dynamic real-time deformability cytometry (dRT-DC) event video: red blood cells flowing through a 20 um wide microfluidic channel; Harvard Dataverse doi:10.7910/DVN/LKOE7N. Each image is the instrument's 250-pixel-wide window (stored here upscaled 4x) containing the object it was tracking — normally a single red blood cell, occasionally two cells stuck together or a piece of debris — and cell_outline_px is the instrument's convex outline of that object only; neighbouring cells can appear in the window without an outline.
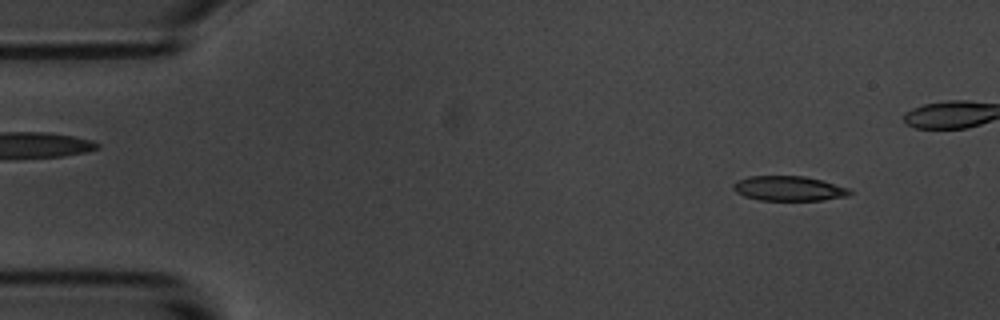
{"species": "common noctule bat (a hibernating species)", "species_latin": "Nyctalus noctula", "temperature_condition": "room temperature", "stored_images_in_passage": 6, "camera_frame_rate_fps": 3000, "um_per_image_px": 0.085, "animal": {"sex": "male", "body_mass_g": 20.1, "forearm_length_mm": 53.5}, "frame": {"image": 1, "passage_image": 1, "time_ms": 0.0, "image_size_px": [1000, 320], "cell_outline_px": [[852, 192], [848, 196], [824, 200], [760, 200], [744, 196], [736, 192], [732, 188], [732, 184], [736, 180], [748, 176], [804, 176], [820, 180], [848, 188]], "centroid_in_image_um": [67.0, 16.02], "position_along_channel_um": 18.0, "area_um2": 16.82}}